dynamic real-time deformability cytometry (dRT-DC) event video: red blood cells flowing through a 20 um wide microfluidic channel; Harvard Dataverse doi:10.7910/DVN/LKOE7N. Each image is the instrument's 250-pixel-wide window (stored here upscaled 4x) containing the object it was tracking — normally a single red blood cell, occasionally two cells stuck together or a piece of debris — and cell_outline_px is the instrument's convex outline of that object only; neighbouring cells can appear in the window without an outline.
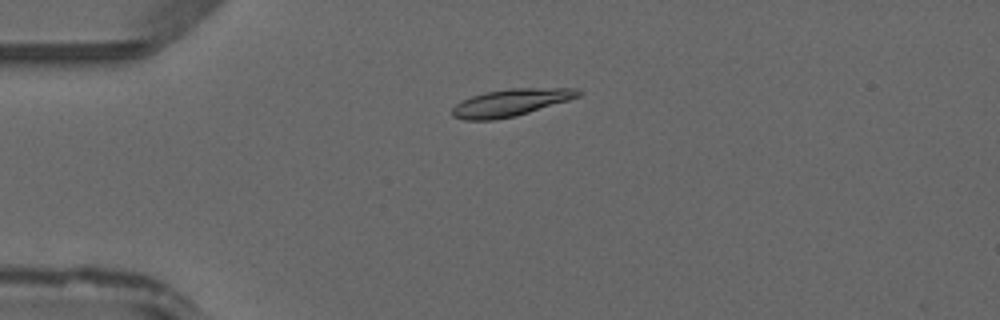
{"species": "common noctule bat (a hibernating species)", "species_latin": "Nyctalus noctula", "temperature_condition": "warm", "stored_images_in_passage": 33, "camera_frame_rate_fps": 3000, "um_per_image_px": 0.085, "animal": {"sex": "male", "forearm_length_mm": 52.5}, "frame": {"image": 1, "passage_image": 1, "time_ms": 0.0, "image_size_px": [1000, 320], "cell_outline_px": [[580, 96], [568, 100], [516, 116], [492, 120], [464, 120], [452, 116], [452, 108], [456, 104], [472, 96], [484, 92], [508, 88], [576, 88], [580, 92]], "centroid_in_image_um": [43.39, 8.72], "position_along_channel_um": 41.6, "area_um2": 19.83}}
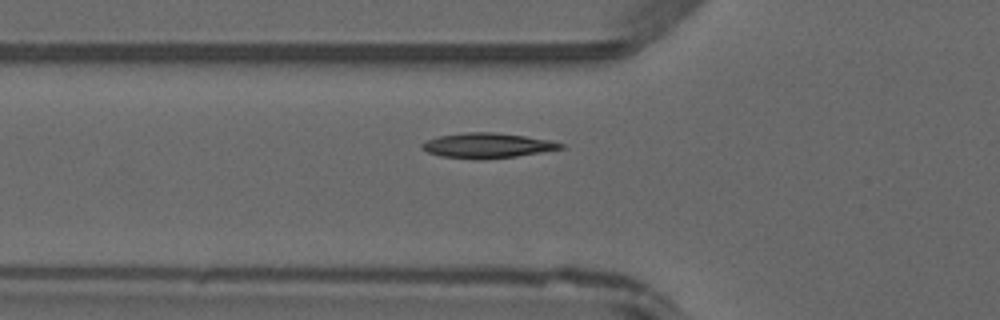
{"frame": {"image": 2, "passage_image": 6, "time_ms": 1.667, "image_size_px": [1000, 320], "cell_outline_px": [[564, 148], [516, 156], [480, 160], [440, 156], [428, 152], [420, 148], [420, 144], [428, 140], [440, 136], [464, 132], [492, 132], [524, 136], [552, 140], [564, 144]], "centroid_in_image_um": [41.41, 12.37], "position_along_channel_um": 84.4, "area_um2": 20.17}}
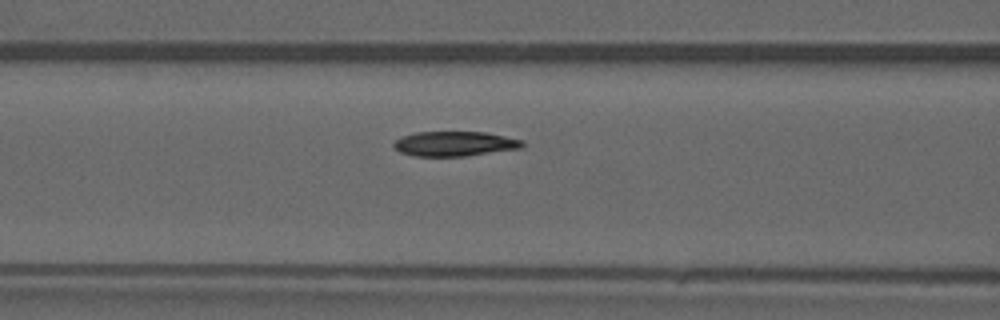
{"frame": {"image": 3, "passage_image": 9, "time_ms": 2.667, "image_size_px": [1000, 320], "cell_outline_px": [[524, 144], [520, 148], [464, 156], [416, 156], [400, 152], [392, 144], [396, 140], [404, 136], [416, 132], [484, 132], [524, 140]], "centroid_in_image_um": [38.65, 12.21], "position_along_channel_um": 128.0, "area_um2": 18.32}}